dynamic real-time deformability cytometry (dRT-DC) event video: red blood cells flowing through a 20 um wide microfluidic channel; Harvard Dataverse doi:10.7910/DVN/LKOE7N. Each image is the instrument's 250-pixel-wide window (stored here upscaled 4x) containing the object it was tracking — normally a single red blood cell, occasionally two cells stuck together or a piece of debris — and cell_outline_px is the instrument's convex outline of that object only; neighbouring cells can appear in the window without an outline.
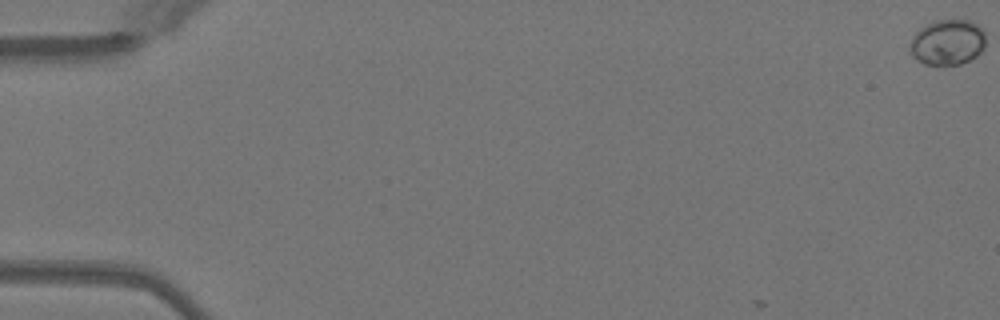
{"species": "Egyptian fruit bat (a non-hibernating species)", "species_latin": "Rousettus aegyptiacus", "temperature_condition": "warm", "stored_images_in_passage": 3, "camera_frame_rate_fps": 3000, "um_per_image_px": 0.085, "animal": {"sex": "female"}, "frame": {"image": 1, "passage_image": 1, "time_ms": 0.0, "image_size_px": [1000, 320], "cell_outline_px": [[984, 44], [980, 52], [976, 56], [960, 64], [924, 64], [916, 60], [912, 56], [908, 48], [916, 32], [920, 28], [932, 20], [972, 20], [984, 28]], "centroid_in_image_um": [80.53, 3.57], "position_along_channel_um": 4.5, "area_um2": 20.17}}